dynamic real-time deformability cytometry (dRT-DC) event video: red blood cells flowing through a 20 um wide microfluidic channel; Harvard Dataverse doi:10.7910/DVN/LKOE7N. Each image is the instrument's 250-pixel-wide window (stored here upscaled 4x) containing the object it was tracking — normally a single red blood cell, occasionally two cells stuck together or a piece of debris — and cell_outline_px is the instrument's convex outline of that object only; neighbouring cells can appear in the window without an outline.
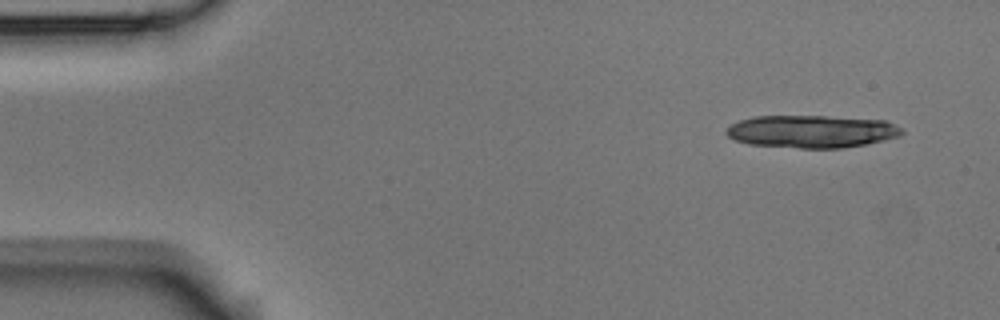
{"species": "Egyptian fruit bat (a non-hibernating species)", "species_latin": "Rousettus aegyptiacus", "temperature_condition": "room temperature", "stored_images_in_passage": 5, "camera_frame_rate_fps": 3000, "um_per_image_px": 0.085, "animal": {"sex": "male"}, "frame": {"image": 1, "passage_image": 1, "time_ms": 0.0, "image_size_px": [1000, 320], "cell_outline_px": [[904, 132], [900, 136], [868, 144], [840, 148], [800, 148], [748, 144], [736, 140], [728, 136], [724, 132], [732, 124], [740, 120], [756, 116], [824, 116], [888, 120], [900, 128]], "centroid_in_image_um": [69.02, 11.17], "position_along_channel_um": 16.0, "area_um2": 33.41}}